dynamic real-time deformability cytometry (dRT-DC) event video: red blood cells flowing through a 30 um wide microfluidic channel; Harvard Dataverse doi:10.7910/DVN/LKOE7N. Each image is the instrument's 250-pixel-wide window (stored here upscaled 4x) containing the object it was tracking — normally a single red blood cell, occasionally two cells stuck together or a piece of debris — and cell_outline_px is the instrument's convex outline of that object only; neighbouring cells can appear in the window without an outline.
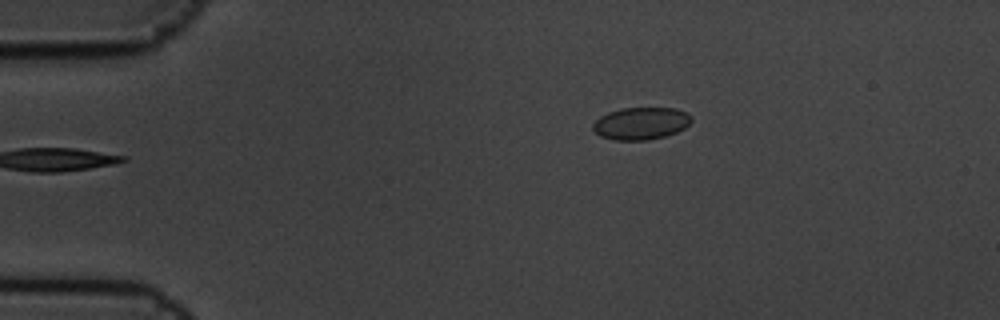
{"species": "common noctule bat (a hibernating species)", "species_latin": "Nyctalus noctula", "temperature_condition": "cold", "stored_images_in_passage": 2, "camera_frame_rate_fps": 3000, "um_per_image_px": 0.085, "animal": {"sex": "male", "body_mass_g": 19.5, "forearm_length_mm": 54.6}, "frame": {"image": 1, "passage_image": 2, "time_ms": 0.333, "image_size_px": [1000, 320], "cell_outline_px": [[692, 120], [684, 128], [676, 132], [664, 136], [648, 140], [612, 140], [600, 136], [592, 128], [592, 124], [600, 116], [608, 112], [620, 108], [676, 108], [688, 112], [692, 116]], "centroid_in_image_um": [54.48, 10.48], "position_along_channel_um": 30.5, "area_um2": 18.67}}